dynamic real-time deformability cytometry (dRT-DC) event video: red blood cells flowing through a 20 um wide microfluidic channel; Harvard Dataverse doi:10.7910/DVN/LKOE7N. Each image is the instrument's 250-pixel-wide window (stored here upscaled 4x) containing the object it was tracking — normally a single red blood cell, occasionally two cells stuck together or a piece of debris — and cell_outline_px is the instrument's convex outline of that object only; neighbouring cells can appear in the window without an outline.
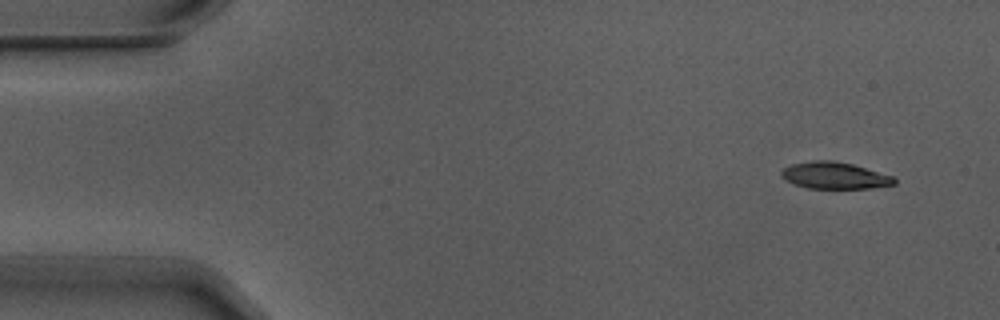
{"species": "Egyptian fruit bat (a non-hibernating species)", "species_latin": "Rousettus aegyptiacus", "temperature_condition": "warm", "stored_images_in_passage": 3, "camera_frame_rate_fps": 3000, "um_per_image_px": 0.085, "animal": {"sex": "male"}, "frame": {"image": 1, "passage_image": 1, "time_ms": 0.0, "image_size_px": [1000, 320], "cell_outline_px": [[896, 184], [868, 188], [808, 188], [784, 180], [780, 176], [780, 172], [784, 168], [792, 164], [812, 160], [832, 160], [852, 164], [892, 176], [896, 180]], "centroid_in_image_um": [70.9, 14.91], "position_along_channel_um": 14.1, "area_um2": 17.46}}